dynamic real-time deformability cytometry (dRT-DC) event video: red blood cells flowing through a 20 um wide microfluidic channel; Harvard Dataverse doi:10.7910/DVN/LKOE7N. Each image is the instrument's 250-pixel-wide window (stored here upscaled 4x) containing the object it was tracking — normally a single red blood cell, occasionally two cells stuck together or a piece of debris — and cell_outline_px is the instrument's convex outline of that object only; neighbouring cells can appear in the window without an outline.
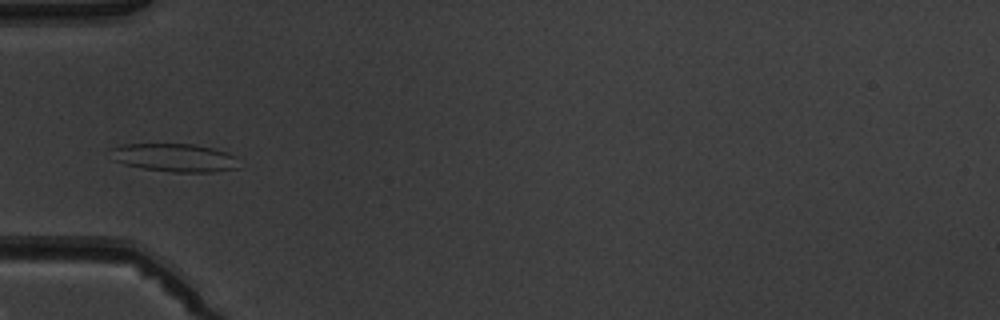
{"species": "common noctule bat (a hibernating species)", "species_latin": "Nyctalus noctula", "temperature_condition": "warm", "stored_images_in_passage": 5, "camera_frame_rate_fps": 3000, "um_per_image_px": 0.085, "animal": {"sex": "male", "body_mass_g": 19.5, "forearm_length_mm": 54.6}, "frame": {"image": 1, "passage_image": 5, "time_ms": 4.667, "image_size_px": [1000, 320], "cell_outline_px": [[236, 168], [212, 172], [172, 172], [144, 168], [124, 164], [112, 160], [112, 148], [120, 144], [196, 144], [228, 152], [236, 156]], "centroid_in_image_um": [14.82, 13.39], "position_along_channel_um": 70.2, "area_um2": 20.98}}